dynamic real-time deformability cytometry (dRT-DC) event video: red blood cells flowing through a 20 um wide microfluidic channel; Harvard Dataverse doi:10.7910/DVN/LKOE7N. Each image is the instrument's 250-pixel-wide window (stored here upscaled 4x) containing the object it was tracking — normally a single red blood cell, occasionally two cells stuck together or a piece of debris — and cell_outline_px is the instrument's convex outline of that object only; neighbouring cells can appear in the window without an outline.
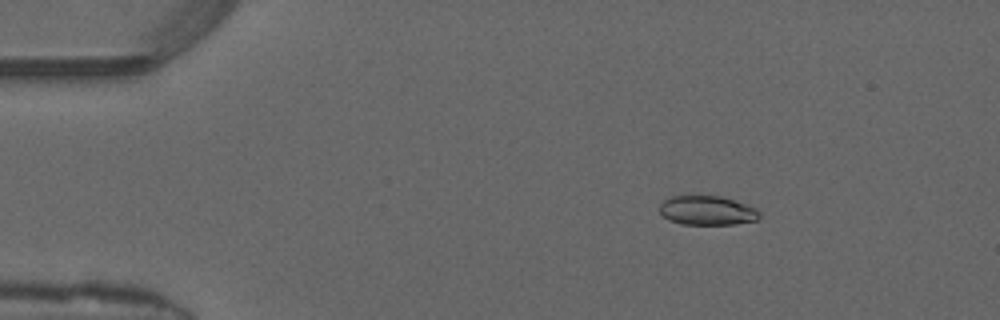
{"species": "common noctule bat (a hibernating species)", "species_latin": "Nyctalus noctula", "temperature_condition": "warm", "stored_images_in_passage": 44, "camera_frame_rate_fps": 3000, "um_per_image_px": 0.085, "animal": {"sex": "male", "forearm_length_mm": 52.5}, "frame": {"image": 1, "passage_image": 2, "time_ms": 0.333, "image_size_px": [1000, 320], "cell_outline_px": [[760, 216], [756, 220], [736, 224], [680, 224], [668, 220], [660, 212], [660, 204], [664, 200], [672, 196], [720, 196], [756, 208], [760, 212]], "centroid_in_image_um": [60.09, 17.9], "position_along_channel_um": 24.9, "area_um2": 16.88}}
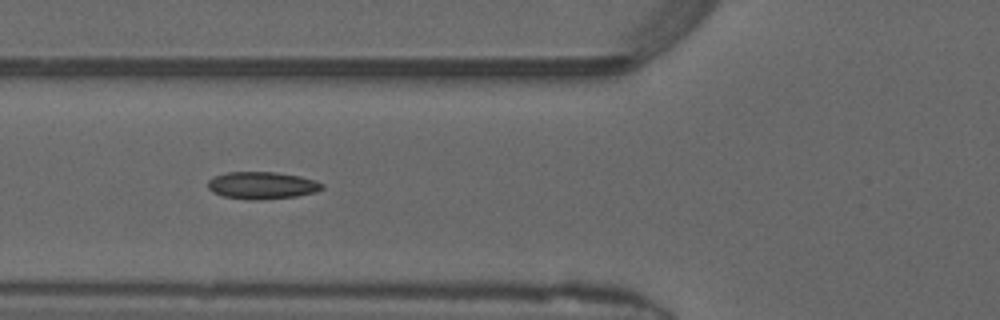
{"frame": {"image": 2, "passage_image": 13, "time_ms": 4.0, "image_size_px": [1000, 320], "cell_outline_px": [[324, 188], [316, 192], [296, 196], [260, 200], [248, 200], [224, 196], [212, 192], [208, 188], [208, 180], [216, 176], [228, 172], [276, 172], [300, 176], [316, 180], [324, 184]], "centroid_in_image_um": [22.3, 15.76], "position_along_channel_um": 103.5, "area_um2": 18.21}}
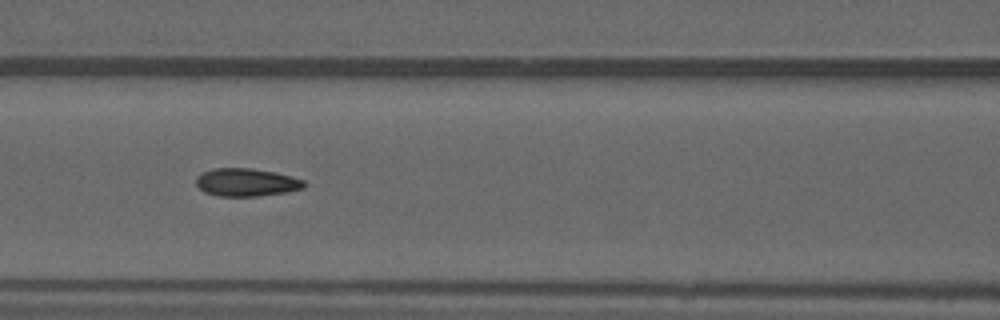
{"frame": {"image": 3, "passage_image": 16, "time_ms": 5.0, "image_size_px": [1000, 320], "cell_outline_px": [[308, 184], [304, 188], [288, 192], [256, 196], [220, 196], [204, 192], [196, 184], [196, 176], [212, 168], [252, 168], [276, 172], [292, 176], [304, 180]], "centroid_in_image_um": [20.98, 15.49], "position_along_channel_um": 145.6, "area_um2": 17.74}, "authors_computed_cell_mechanics": {"area_um2": 17.2533, "velocity_mm_per_s": 4.1825, "shape_relaxation_time_tau1_ms": null, "shape_relaxation_time_tau2_ms": 3.4332, "deformation_change_tau1": null, "deformation_change_tau2": 0.1022}}